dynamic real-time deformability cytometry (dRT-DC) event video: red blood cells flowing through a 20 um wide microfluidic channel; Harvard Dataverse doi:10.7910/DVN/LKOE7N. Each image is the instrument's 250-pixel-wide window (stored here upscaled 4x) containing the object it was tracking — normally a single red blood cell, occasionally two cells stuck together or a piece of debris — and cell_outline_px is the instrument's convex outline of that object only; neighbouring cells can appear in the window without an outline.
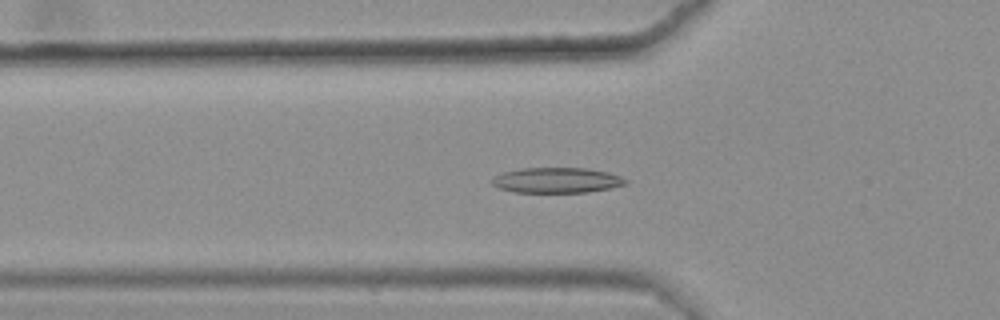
{"species": "common noctule bat (a hibernating species)", "species_latin": "Nyctalus noctula", "temperature_condition": "warm", "stored_images_in_passage": 47, "camera_frame_rate_fps": 3000, "um_per_image_px": 0.085, "animal": {"sex": "female", "body_mass_g": 25.1}, "frame": {"image": 1, "passage_image": 19, "time_ms": 6.0, "image_size_px": [1000, 320], "cell_outline_px": [[628, 184], [612, 188], [588, 192], [512, 192], [500, 188], [492, 184], [488, 180], [500, 172], [520, 168], [584, 168], [608, 172], [620, 176], [628, 180]], "centroid_in_image_um": [47.3, 15.32], "position_along_channel_um": 78.5, "area_um2": 20.0}}
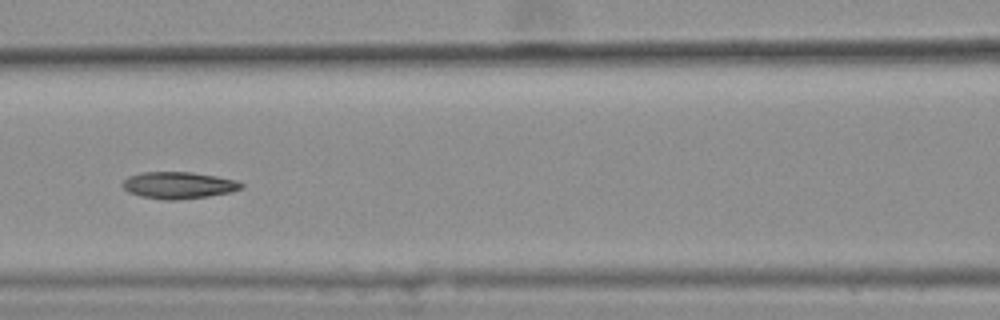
{"frame": {"image": 2, "passage_image": 25, "time_ms": 8.0, "image_size_px": [1000, 320], "cell_outline_px": [[244, 188], [232, 192], [208, 196], [176, 200], [164, 200], [140, 196], [128, 192], [120, 184], [128, 176], [140, 172], [192, 172], [216, 176], [236, 180], [244, 184]], "centroid_in_image_um": [15.17, 15.74], "position_along_channel_um": 151.4, "area_um2": 18.73}}
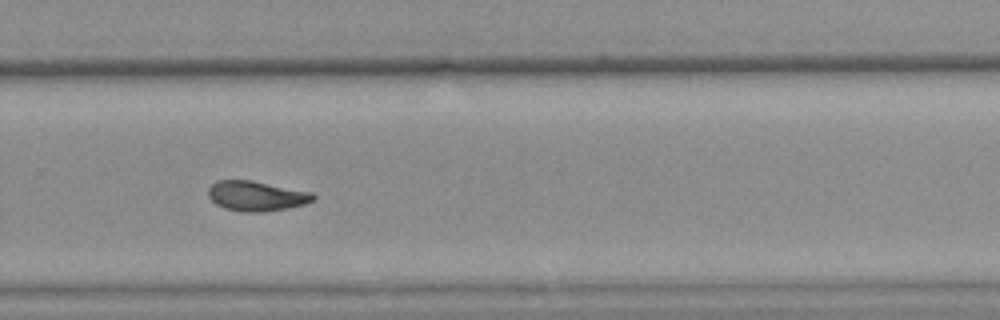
{"frame": {"image": 3, "passage_image": 38, "time_ms": 12.333, "image_size_px": [1000, 320], "cell_outline_px": [[316, 200], [304, 204], [288, 208], [264, 212], [240, 212], [224, 208], [216, 204], [208, 196], [208, 188], [216, 180], [252, 180], [312, 192], [316, 196]], "centroid_in_image_um": [21.8, 16.66], "position_along_channel_um": 308.0, "area_um2": 18.55}, "authors_computed_cell_mechanics": {"area_um2": 18.7272, "velocity_mm_per_s": 3.6264, "shape_relaxation_time_tau1_ms": null, "shape_relaxation_time_tau2_ms": 3.9662, "deformation_change_tau1": null, "deformation_change_tau2": 0.0964}}